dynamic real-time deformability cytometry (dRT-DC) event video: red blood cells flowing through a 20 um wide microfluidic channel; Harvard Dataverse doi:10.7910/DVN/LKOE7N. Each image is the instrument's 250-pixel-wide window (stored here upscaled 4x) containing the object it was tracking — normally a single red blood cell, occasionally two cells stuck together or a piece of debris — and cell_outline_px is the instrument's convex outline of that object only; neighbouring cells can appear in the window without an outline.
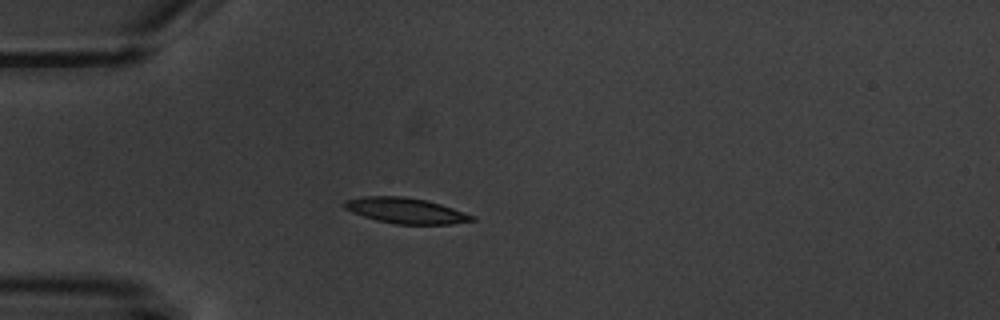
{"species": "common noctule bat (a hibernating species)", "species_latin": "Nyctalus noctula", "temperature_condition": "warm", "stored_images_in_passage": 4, "camera_frame_rate_fps": 3000, "um_per_image_px": 0.085, "animal": {"sex": "male", "body_mass_g": 20.1, "forearm_length_mm": 53.5}, "frame": {"image": 1, "passage_image": 4, "time_ms": 3.333, "image_size_px": [1000, 320], "cell_outline_px": [[476, 220], [452, 224], [396, 224], [376, 220], [352, 212], [344, 208], [344, 200], [364, 196], [404, 196], [424, 200], [440, 204], [476, 216]], "centroid_in_image_um": [34.49, 17.9], "position_along_channel_um": 50.5, "area_um2": 18.96}}